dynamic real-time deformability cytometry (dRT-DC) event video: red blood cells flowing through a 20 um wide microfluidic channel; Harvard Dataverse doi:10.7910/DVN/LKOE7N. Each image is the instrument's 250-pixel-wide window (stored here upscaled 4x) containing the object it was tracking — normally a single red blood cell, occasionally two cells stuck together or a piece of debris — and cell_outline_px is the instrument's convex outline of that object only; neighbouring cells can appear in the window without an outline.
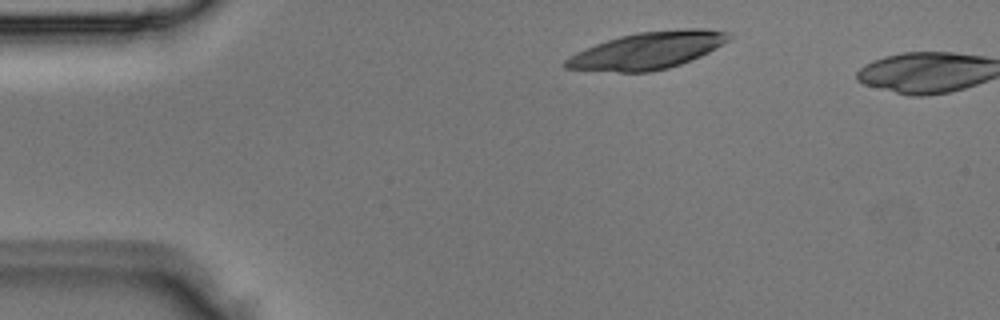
{"species": "Egyptian fruit bat (a non-hibernating species)", "species_latin": "Rousettus aegyptiacus", "temperature_condition": "room temperature", "stored_images_in_passage": 2, "camera_frame_rate_fps": 3000, "um_per_image_px": 0.085, "animal": {"sex": "male"}, "frame": {"image": 1, "passage_image": 1, "time_ms": 0.0, "image_size_px": [1000, 320], "cell_outline_px": [[732, 36], [728, 40], [708, 52], [700, 56], [680, 64], [668, 68], [648, 72], [620, 72], [564, 68], [560, 64], [568, 56], [576, 52], [596, 44], [620, 36], [636, 32], [684, 28], [704, 28], [732, 32]], "centroid_in_image_um": [55.03, 4.28], "position_along_channel_um": 30.0, "area_um2": 35.26}}